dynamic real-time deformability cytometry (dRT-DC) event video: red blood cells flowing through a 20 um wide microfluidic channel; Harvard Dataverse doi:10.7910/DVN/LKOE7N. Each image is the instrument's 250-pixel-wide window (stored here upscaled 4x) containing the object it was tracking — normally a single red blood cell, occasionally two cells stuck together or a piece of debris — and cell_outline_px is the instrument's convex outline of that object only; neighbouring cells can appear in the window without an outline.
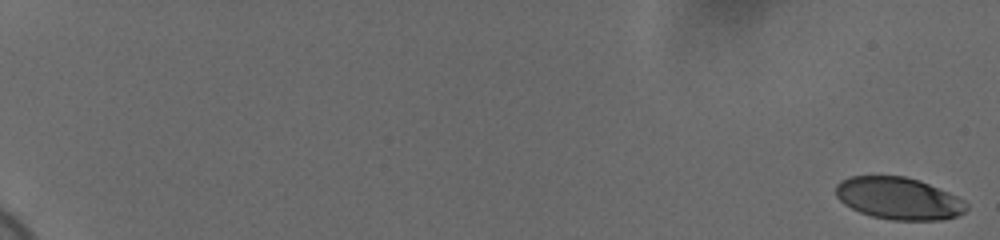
{"species": "human", "species_latin": "Homo sapiens", "temperature_condition": "cold", "stored_images_in_passage": 60, "camera_frame_rate_fps": 3000, "um_per_image_px": 0.085, "donor": {"sex": "female"}, "frame": {"image": 1, "passage_image": 1, "time_ms": 0.0, "image_size_px": [1000, 240], "cell_outline_px": [[968, 208], [964, 212], [956, 216], [940, 220], [892, 220], [872, 216], [860, 212], [844, 204], [836, 196], [836, 184], [840, 180], [852, 176], [904, 176], [920, 180], [948, 192], [964, 200], [968, 204]], "centroid_in_image_um": [76.38, 16.86], "position_along_channel_um": 8.6, "area_um2": 32.08}}
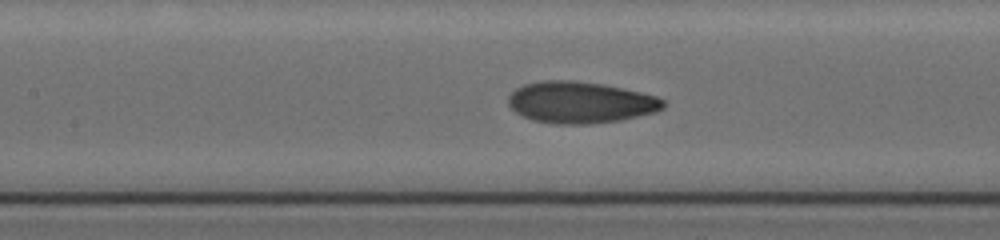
{"frame": {"image": 2, "passage_image": 32, "time_ms": 10.333, "image_size_px": [1000, 240], "cell_outline_px": [[664, 108], [656, 112], [620, 120], [588, 124], [556, 124], [532, 120], [516, 112], [508, 104], [508, 96], [516, 88], [524, 84], [540, 80], [572, 80], [604, 84], [624, 88], [656, 96], [664, 100]], "centroid_in_image_um": [49.32, 8.69], "position_along_channel_um": 158.1, "area_um2": 37.63}}
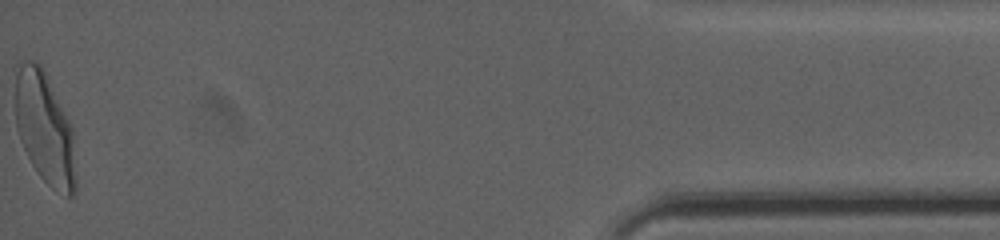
{"frame": {"image": 3, "passage_image": 60, "time_ms": 19.667, "image_size_px": [1000, 240], "cell_outline_px": [[76, 192], [72, 196], [68, 196], [52, 188], [40, 176], [32, 164], [24, 148], [16, 128], [16, 76], [20, 60], [36, 60], [40, 64], [72, 124], [76, 176]], "centroid_in_image_um": [3.82, 10.9], "position_along_channel_um": 431.4, "area_um2": 39.3}, "authors_computed_cell_mechanics": {"area_um2": 35.5759, "velocity_mm_per_s": 3.6799, "shape_relaxation_time_tau1_ms": 3.855, "shape_relaxation_time_tau2_ms": 1.1044, "deformation_change_tau1": 0.1636, "deformation_change_tau2": 0.0619}}